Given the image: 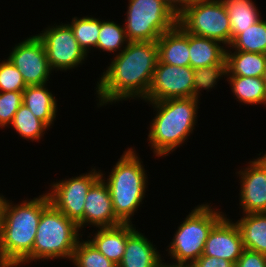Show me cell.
<instances>
[{
    "label": "cell",
    "mask_w": 266,
    "mask_h": 267,
    "mask_svg": "<svg viewBox=\"0 0 266 267\" xmlns=\"http://www.w3.org/2000/svg\"><path fill=\"white\" fill-rule=\"evenodd\" d=\"M81 230L51 203L43 210L32 249V262L67 258L71 261Z\"/></svg>",
    "instance_id": "cell-5"
},
{
    "label": "cell",
    "mask_w": 266,
    "mask_h": 267,
    "mask_svg": "<svg viewBox=\"0 0 266 267\" xmlns=\"http://www.w3.org/2000/svg\"><path fill=\"white\" fill-rule=\"evenodd\" d=\"M158 58L161 63L175 66H190L189 33L178 24L163 33L156 41Z\"/></svg>",
    "instance_id": "cell-17"
},
{
    "label": "cell",
    "mask_w": 266,
    "mask_h": 267,
    "mask_svg": "<svg viewBox=\"0 0 266 267\" xmlns=\"http://www.w3.org/2000/svg\"><path fill=\"white\" fill-rule=\"evenodd\" d=\"M6 199L2 194H0V222L2 219V215H3V208L6 202Z\"/></svg>",
    "instance_id": "cell-37"
},
{
    "label": "cell",
    "mask_w": 266,
    "mask_h": 267,
    "mask_svg": "<svg viewBox=\"0 0 266 267\" xmlns=\"http://www.w3.org/2000/svg\"><path fill=\"white\" fill-rule=\"evenodd\" d=\"M231 24V42L260 18V11L252 0H222Z\"/></svg>",
    "instance_id": "cell-23"
},
{
    "label": "cell",
    "mask_w": 266,
    "mask_h": 267,
    "mask_svg": "<svg viewBox=\"0 0 266 267\" xmlns=\"http://www.w3.org/2000/svg\"><path fill=\"white\" fill-rule=\"evenodd\" d=\"M189 267H235V264L225 259L202 255Z\"/></svg>",
    "instance_id": "cell-34"
},
{
    "label": "cell",
    "mask_w": 266,
    "mask_h": 267,
    "mask_svg": "<svg viewBox=\"0 0 266 267\" xmlns=\"http://www.w3.org/2000/svg\"><path fill=\"white\" fill-rule=\"evenodd\" d=\"M161 259L155 245L137 229L127 238L123 258L117 267H155Z\"/></svg>",
    "instance_id": "cell-18"
},
{
    "label": "cell",
    "mask_w": 266,
    "mask_h": 267,
    "mask_svg": "<svg viewBox=\"0 0 266 267\" xmlns=\"http://www.w3.org/2000/svg\"><path fill=\"white\" fill-rule=\"evenodd\" d=\"M71 27L74 37L78 41L80 48L88 55L89 50L97 48L98 34L100 31V20L91 16L82 18L73 17Z\"/></svg>",
    "instance_id": "cell-27"
},
{
    "label": "cell",
    "mask_w": 266,
    "mask_h": 267,
    "mask_svg": "<svg viewBox=\"0 0 266 267\" xmlns=\"http://www.w3.org/2000/svg\"><path fill=\"white\" fill-rule=\"evenodd\" d=\"M8 59L22 74L27 86L48 83L52 69L44 45L37 35L15 44Z\"/></svg>",
    "instance_id": "cell-12"
},
{
    "label": "cell",
    "mask_w": 266,
    "mask_h": 267,
    "mask_svg": "<svg viewBox=\"0 0 266 267\" xmlns=\"http://www.w3.org/2000/svg\"><path fill=\"white\" fill-rule=\"evenodd\" d=\"M262 79H263V81L265 82V85H266V68H265V70L263 72Z\"/></svg>",
    "instance_id": "cell-38"
},
{
    "label": "cell",
    "mask_w": 266,
    "mask_h": 267,
    "mask_svg": "<svg viewBox=\"0 0 266 267\" xmlns=\"http://www.w3.org/2000/svg\"><path fill=\"white\" fill-rule=\"evenodd\" d=\"M6 200L0 222V267H20L32 261V249L47 194L12 204Z\"/></svg>",
    "instance_id": "cell-2"
},
{
    "label": "cell",
    "mask_w": 266,
    "mask_h": 267,
    "mask_svg": "<svg viewBox=\"0 0 266 267\" xmlns=\"http://www.w3.org/2000/svg\"><path fill=\"white\" fill-rule=\"evenodd\" d=\"M23 139L39 142L48 126L22 104L10 124Z\"/></svg>",
    "instance_id": "cell-26"
},
{
    "label": "cell",
    "mask_w": 266,
    "mask_h": 267,
    "mask_svg": "<svg viewBox=\"0 0 266 267\" xmlns=\"http://www.w3.org/2000/svg\"><path fill=\"white\" fill-rule=\"evenodd\" d=\"M156 41L129 42L111 61L97 81L98 107L128 98L147 97L157 65Z\"/></svg>",
    "instance_id": "cell-1"
},
{
    "label": "cell",
    "mask_w": 266,
    "mask_h": 267,
    "mask_svg": "<svg viewBox=\"0 0 266 267\" xmlns=\"http://www.w3.org/2000/svg\"><path fill=\"white\" fill-rule=\"evenodd\" d=\"M36 34L42 41L49 65L52 70L67 71L87 58L74 37L73 31L68 24L48 26Z\"/></svg>",
    "instance_id": "cell-10"
},
{
    "label": "cell",
    "mask_w": 266,
    "mask_h": 267,
    "mask_svg": "<svg viewBox=\"0 0 266 267\" xmlns=\"http://www.w3.org/2000/svg\"><path fill=\"white\" fill-rule=\"evenodd\" d=\"M235 223L240 229L244 248L266 255V212L243 214Z\"/></svg>",
    "instance_id": "cell-21"
},
{
    "label": "cell",
    "mask_w": 266,
    "mask_h": 267,
    "mask_svg": "<svg viewBox=\"0 0 266 267\" xmlns=\"http://www.w3.org/2000/svg\"><path fill=\"white\" fill-rule=\"evenodd\" d=\"M244 249L238 225L225 214L210 231L203 255L225 259L236 264Z\"/></svg>",
    "instance_id": "cell-14"
},
{
    "label": "cell",
    "mask_w": 266,
    "mask_h": 267,
    "mask_svg": "<svg viewBox=\"0 0 266 267\" xmlns=\"http://www.w3.org/2000/svg\"><path fill=\"white\" fill-rule=\"evenodd\" d=\"M22 104V91L0 92V128L10 126L15 113Z\"/></svg>",
    "instance_id": "cell-32"
},
{
    "label": "cell",
    "mask_w": 266,
    "mask_h": 267,
    "mask_svg": "<svg viewBox=\"0 0 266 267\" xmlns=\"http://www.w3.org/2000/svg\"><path fill=\"white\" fill-rule=\"evenodd\" d=\"M238 171L240 176V202L243 214L266 212V155L248 162Z\"/></svg>",
    "instance_id": "cell-13"
},
{
    "label": "cell",
    "mask_w": 266,
    "mask_h": 267,
    "mask_svg": "<svg viewBox=\"0 0 266 267\" xmlns=\"http://www.w3.org/2000/svg\"><path fill=\"white\" fill-rule=\"evenodd\" d=\"M26 87L22 74L8 58L0 62V92L23 91Z\"/></svg>",
    "instance_id": "cell-31"
},
{
    "label": "cell",
    "mask_w": 266,
    "mask_h": 267,
    "mask_svg": "<svg viewBox=\"0 0 266 267\" xmlns=\"http://www.w3.org/2000/svg\"><path fill=\"white\" fill-rule=\"evenodd\" d=\"M221 42L189 33V60L193 69L223 64L226 48Z\"/></svg>",
    "instance_id": "cell-20"
},
{
    "label": "cell",
    "mask_w": 266,
    "mask_h": 267,
    "mask_svg": "<svg viewBox=\"0 0 266 267\" xmlns=\"http://www.w3.org/2000/svg\"><path fill=\"white\" fill-rule=\"evenodd\" d=\"M122 224L116 217L107 184L100 177L89 189L84 205V226L97 228Z\"/></svg>",
    "instance_id": "cell-15"
},
{
    "label": "cell",
    "mask_w": 266,
    "mask_h": 267,
    "mask_svg": "<svg viewBox=\"0 0 266 267\" xmlns=\"http://www.w3.org/2000/svg\"><path fill=\"white\" fill-rule=\"evenodd\" d=\"M227 75L262 77L266 68V54L226 49Z\"/></svg>",
    "instance_id": "cell-22"
},
{
    "label": "cell",
    "mask_w": 266,
    "mask_h": 267,
    "mask_svg": "<svg viewBox=\"0 0 266 267\" xmlns=\"http://www.w3.org/2000/svg\"><path fill=\"white\" fill-rule=\"evenodd\" d=\"M101 177L95 167L86 174L51 183L48 195L50 203L66 217L84 228V205L91 186Z\"/></svg>",
    "instance_id": "cell-9"
},
{
    "label": "cell",
    "mask_w": 266,
    "mask_h": 267,
    "mask_svg": "<svg viewBox=\"0 0 266 267\" xmlns=\"http://www.w3.org/2000/svg\"><path fill=\"white\" fill-rule=\"evenodd\" d=\"M235 99L244 104L266 105V85L262 77L226 76Z\"/></svg>",
    "instance_id": "cell-24"
},
{
    "label": "cell",
    "mask_w": 266,
    "mask_h": 267,
    "mask_svg": "<svg viewBox=\"0 0 266 267\" xmlns=\"http://www.w3.org/2000/svg\"><path fill=\"white\" fill-rule=\"evenodd\" d=\"M164 260H161L155 267H189L187 265H184V264H178V263H173V264H170V263H167L166 262H162Z\"/></svg>",
    "instance_id": "cell-36"
},
{
    "label": "cell",
    "mask_w": 266,
    "mask_h": 267,
    "mask_svg": "<svg viewBox=\"0 0 266 267\" xmlns=\"http://www.w3.org/2000/svg\"><path fill=\"white\" fill-rule=\"evenodd\" d=\"M166 5L178 16L184 9L192 6L197 0H163Z\"/></svg>",
    "instance_id": "cell-35"
},
{
    "label": "cell",
    "mask_w": 266,
    "mask_h": 267,
    "mask_svg": "<svg viewBox=\"0 0 266 267\" xmlns=\"http://www.w3.org/2000/svg\"><path fill=\"white\" fill-rule=\"evenodd\" d=\"M138 156L134 147L128 148L114 165L107 179L101 171V178L110 191L115 215L122 223H132L131 217L142 204L148 188V176Z\"/></svg>",
    "instance_id": "cell-4"
},
{
    "label": "cell",
    "mask_w": 266,
    "mask_h": 267,
    "mask_svg": "<svg viewBox=\"0 0 266 267\" xmlns=\"http://www.w3.org/2000/svg\"><path fill=\"white\" fill-rule=\"evenodd\" d=\"M124 29L129 42L157 41L177 25V15L163 0H128Z\"/></svg>",
    "instance_id": "cell-7"
},
{
    "label": "cell",
    "mask_w": 266,
    "mask_h": 267,
    "mask_svg": "<svg viewBox=\"0 0 266 267\" xmlns=\"http://www.w3.org/2000/svg\"><path fill=\"white\" fill-rule=\"evenodd\" d=\"M218 210L207 203L191 210L167 246L168 256L187 266L201 257L210 231L225 216Z\"/></svg>",
    "instance_id": "cell-6"
},
{
    "label": "cell",
    "mask_w": 266,
    "mask_h": 267,
    "mask_svg": "<svg viewBox=\"0 0 266 267\" xmlns=\"http://www.w3.org/2000/svg\"><path fill=\"white\" fill-rule=\"evenodd\" d=\"M194 69L191 66H175L161 63L154 70L151 86L145 102L193 97Z\"/></svg>",
    "instance_id": "cell-11"
},
{
    "label": "cell",
    "mask_w": 266,
    "mask_h": 267,
    "mask_svg": "<svg viewBox=\"0 0 266 267\" xmlns=\"http://www.w3.org/2000/svg\"><path fill=\"white\" fill-rule=\"evenodd\" d=\"M232 51L266 54V20L261 18L241 32L230 44Z\"/></svg>",
    "instance_id": "cell-25"
},
{
    "label": "cell",
    "mask_w": 266,
    "mask_h": 267,
    "mask_svg": "<svg viewBox=\"0 0 266 267\" xmlns=\"http://www.w3.org/2000/svg\"><path fill=\"white\" fill-rule=\"evenodd\" d=\"M47 83L42 85H28L23 91V104L42 120L49 128L56 120L57 99L47 89Z\"/></svg>",
    "instance_id": "cell-19"
},
{
    "label": "cell",
    "mask_w": 266,
    "mask_h": 267,
    "mask_svg": "<svg viewBox=\"0 0 266 267\" xmlns=\"http://www.w3.org/2000/svg\"><path fill=\"white\" fill-rule=\"evenodd\" d=\"M136 230L132 223H122L114 227L98 228L92 239H88L91 244L100 251L107 259L115 265L121 262L127 238Z\"/></svg>",
    "instance_id": "cell-16"
},
{
    "label": "cell",
    "mask_w": 266,
    "mask_h": 267,
    "mask_svg": "<svg viewBox=\"0 0 266 267\" xmlns=\"http://www.w3.org/2000/svg\"><path fill=\"white\" fill-rule=\"evenodd\" d=\"M177 24L187 33L231 44V24L222 0H197L177 16Z\"/></svg>",
    "instance_id": "cell-8"
},
{
    "label": "cell",
    "mask_w": 266,
    "mask_h": 267,
    "mask_svg": "<svg viewBox=\"0 0 266 267\" xmlns=\"http://www.w3.org/2000/svg\"><path fill=\"white\" fill-rule=\"evenodd\" d=\"M148 103L157 113L150 122L147 140L155 156L164 157L182 146L195 129L200 102L191 97Z\"/></svg>",
    "instance_id": "cell-3"
},
{
    "label": "cell",
    "mask_w": 266,
    "mask_h": 267,
    "mask_svg": "<svg viewBox=\"0 0 266 267\" xmlns=\"http://www.w3.org/2000/svg\"><path fill=\"white\" fill-rule=\"evenodd\" d=\"M227 75V62L223 64H216L213 66H206L194 69V85H193V97L197 100L200 98L199 94L201 90H211L219 79L226 77ZM218 80V81H217Z\"/></svg>",
    "instance_id": "cell-30"
},
{
    "label": "cell",
    "mask_w": 266,
    "mask_h": 267,
    "mask_svg": "<svg viewBox=\"0 0 266 267\" xmlns=\"http://www.w3.org/2000/svg\"><path fill=\"white\" fill-rule=\"evenodd\" d=\"M128 43L129 41L123 25H118L114 21H101L100 19V31L97 41L98 50L107 51V53L118 51L119 54Z\"/></svg>",
    "instance_id": "cell-28"
},
{
    "label": "cell",
    "mask_w": 266,
    "mask_h": 267,
    "mask_svg": "<svg viewBox=\"0 0 266 267\" xmlns=\"http://www.w3.org/2000/svg\"><path fill=\"white\" fill-rule=\"evenodd\" d=\"M235 267H266V255L256 251L244 249Z\"/></svg>",
    "instance_id": "cell-33"
},
{
    "label": "cell",
    "mask_w": 266,
    "mask_h": 267,
    "mask_svg": "<svg viewBox=\"0 0 266 267\" xmlns=\"http://www.w3.org/2000/svg\"><path fill=\"white\" fill-rule=\"evenodd\" d=\"M71 262L76 267H117L98 251L89 240L78 241Z\"/></svg>",
    "instance_id": "cell-29"
}]
</instances>
